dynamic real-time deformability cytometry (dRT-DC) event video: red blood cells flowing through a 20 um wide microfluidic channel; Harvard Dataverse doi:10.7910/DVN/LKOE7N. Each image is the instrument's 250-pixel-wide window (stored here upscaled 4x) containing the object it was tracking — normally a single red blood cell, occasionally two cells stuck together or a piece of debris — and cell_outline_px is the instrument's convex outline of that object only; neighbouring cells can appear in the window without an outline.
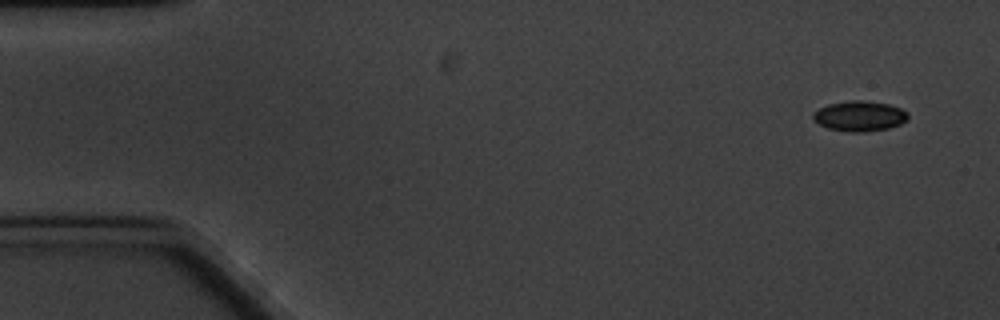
{"species": "common noctule bat (a hibernating species)", "species_latin": "Nyctalus noctula", "temperature_condition": "cold", "stored_images_in_passage": 5, "camera_frame_rate_fps": 3000, "um_per_image_px": 0.085, "animal": {"sex": "male", "body_mass_g": 20.1, "forearm_length_mm": 53.5}, "frame": {"image": 1, "passage_image": 1, "time_ms": 0.0, "image_size_px": [1000, 320], "cell_outline_px": [[908, 120], [900, 124], [888, 128], [860, 132], [848, 132], [828, 128], [820, 124], [812, 116], [812, 112], [828, 104], [852, 100], [864, 100], [888, 104], [900, 108], [908, 112]], "centroid_in_image_um": [73.08, 9.86], "position_along_channel_um": 11.9, "area_um2": 16.65}}
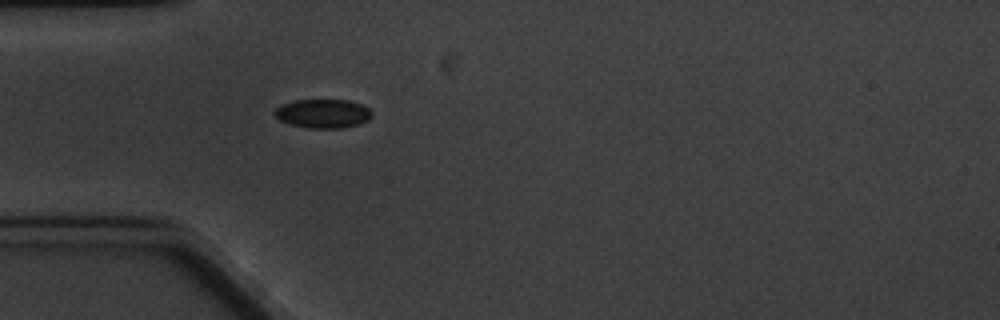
{"frame": {"image": 2, "passage_image": 5, "time_ms": 4.667, "image_size_px": [1000, 320], "cell_outline_px": [[372, 116], [368, 120], [360, 124], [344, 128], [308, 128], [292, 124], [280, 120], [272, 112], [280, 104], [296, 100], [348, 100], [360, 104], [368, 108], [372, 112]], "centroid_in_image_um": [27.45, 9.65], "position_along_channel_um": 57.5, "area_um2": 16.42}}